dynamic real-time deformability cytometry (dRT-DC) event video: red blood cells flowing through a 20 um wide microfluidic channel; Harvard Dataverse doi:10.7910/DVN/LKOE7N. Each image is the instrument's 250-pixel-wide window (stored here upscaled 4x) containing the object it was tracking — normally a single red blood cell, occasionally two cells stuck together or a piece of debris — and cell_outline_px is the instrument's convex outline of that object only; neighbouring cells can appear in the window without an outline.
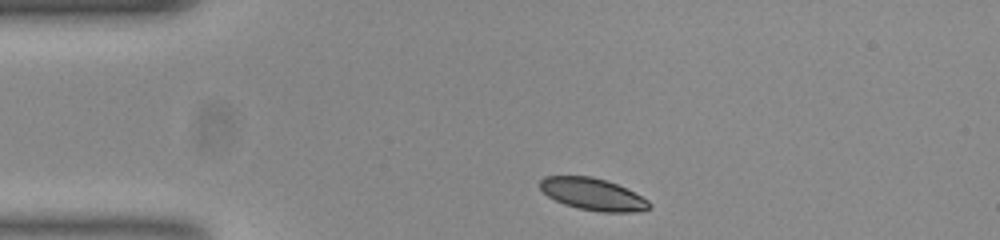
{"species": "common noctule bat (a hibernating species)", "species_latin": "Nyctalus noctula", "temperature_condition": "room temperature", "stored_images_in_passage": 37, "camera_frame_rate_fps": 3000, "um_per_image_px": 0.085, "animal": {"sex": "female", "body_mass_g": 23.0, "forearm_length_mm": 53.4}, "frame": {"image": 1, "passage_image": 2, "time_ms": 0.333, "image_size_px": [1000, 240], "cell_outline_px": [[652, 208], [632, 212], [600, 212], [576, 208], [564, 204], [548, 196], [540, 188], [540, 180], [544, 176], [592, 176], [608, 180], [648, 200], [652, 204]], "centroid_in_image_um": [50.38, 16.51], "position_along_channel_um": 34.6, "area_um2": 20.35}}
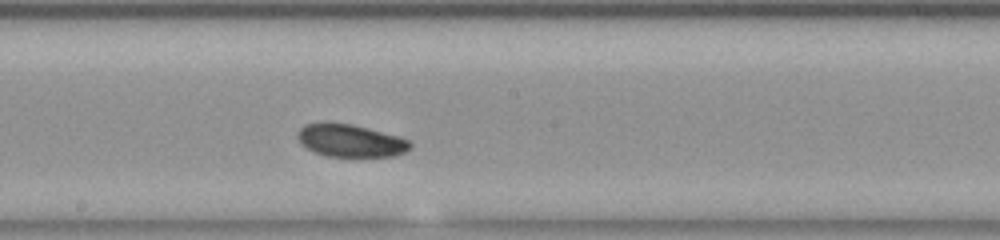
{"frame": {"image": 2, "passage_image": 20, "time_ms": 6.333, "image_size_px": [1000, 240], "cell_outline_px": [[412, 148], [404, 152], [392, 156], [328, 156], [312, 152], [296, 136], [296, 132], [304, 124], [352, 124], [368, 128], [396, 136], [408, 140], [412, 144]], "centroid_in_image_um": [29.79, 11.97], "position_along_channel_um": 218.4, "area_um2": 20.87}}
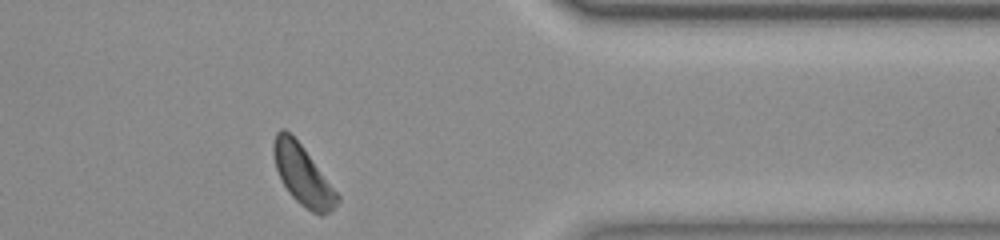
{"frame": {"image": 3, "passage_image": 35, "time_ms": 11.333, "image_size_px": [1000, 240], "cell_outline_px": [[340, 200], [332, 212], [320, 216], [312, 212], [300, 204], [288, 192], [276, 168], [272, 152], [272, 144], [276, 132], [280, 128], [284, 128], [300, 144], [340, 196]], "centroid_in_image_um": [25.73, 14.91], "position_along_channel_um": 385.7, "area_um2": 21.96}, "authors_computed_cell_mechanics": {"area_um2": 21.9062, "velocity_mm_per_s": 3.7056, "shape_relaxation_time_tau1_ms": 2.2797, "shape_relaxation_time_tau2_ms": null, "deformation_change_tau1": 0.0787, "deformation_change_tau2": null}}